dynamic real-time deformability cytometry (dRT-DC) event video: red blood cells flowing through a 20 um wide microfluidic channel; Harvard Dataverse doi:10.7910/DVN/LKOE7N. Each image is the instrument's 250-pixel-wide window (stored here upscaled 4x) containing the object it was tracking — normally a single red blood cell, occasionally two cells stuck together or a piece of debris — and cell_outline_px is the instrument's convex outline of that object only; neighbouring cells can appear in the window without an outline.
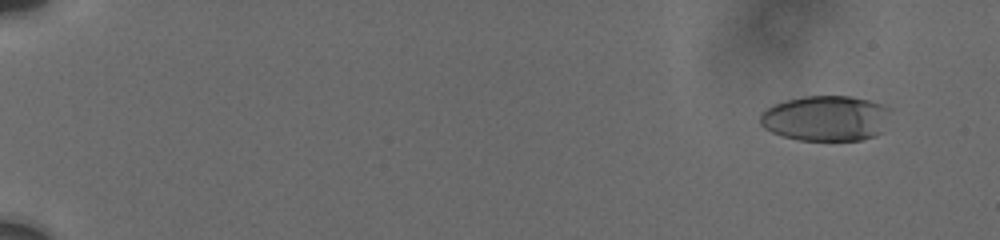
{"species": "human", "species_latin": "Homo sapiens", "temperature_condition": "cold", "stored_images_in_passage": 8, "camera_frame_rate_fps": 3000, "um_per_image_px": 0.085, "donor": {"sex": "male"}, "frame": {"image": 1, "passage_image": 2, "time_ms": 1.0, "image_size_px": [1000, 240], "cell_outline_px": [[892, 108], [880, 132], [876, 136], [860, 140], [800, 140], [784, 136], [772, 132], [764, 128], [760, 124], [760, 112], [764, 108], [772, 104], [804, 96], [852, 96], [884, 104]], "centroid_in_image_um": [70.18, 10.04], "position_along_channel_um": 14.8, "area_um2": 34.68}}